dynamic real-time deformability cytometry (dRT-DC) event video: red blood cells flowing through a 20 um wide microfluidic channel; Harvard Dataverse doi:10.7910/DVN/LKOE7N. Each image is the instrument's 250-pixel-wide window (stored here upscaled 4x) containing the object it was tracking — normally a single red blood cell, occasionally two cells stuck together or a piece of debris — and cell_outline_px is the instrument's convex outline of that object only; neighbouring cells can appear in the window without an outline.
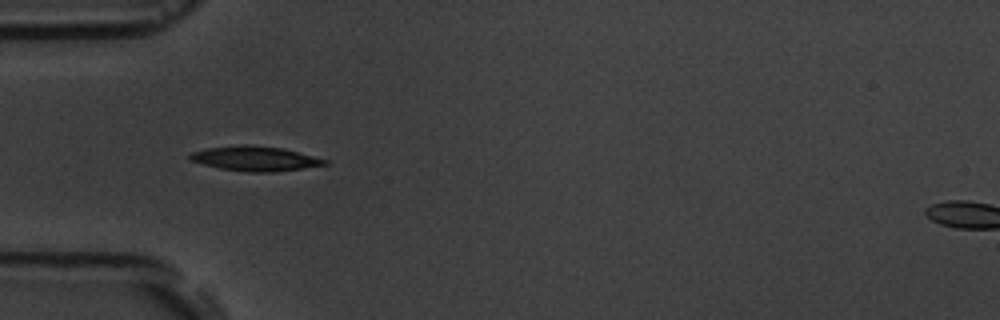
{"species": "common noctule bat (a hibernating species)", "species_latin": "Nyctalus noctula", "temperature_condition": "room temperature", "stored_images_in_passage": 39, "camera_frame_rate_fps": 3000, "um_per_image_px": 0.085, "animal": {"sex": "male", "body_mass_g": 19.5, "forearm_length_mm": 54.6}, "frame": {"image": 1, "passage_image": 1, "time_ms": 0.0, "image_size_px": [1000, 320], "cell_outline_px": [[328, 164], [276, 172], [248, 172], [220, 168], [188, 160], [188, 156], [192, 152], [208, 148], [240, 144], [248, 144], [284, 148], [328, 160]], "centroid_in_image_um": [21.68, 13.47], "position_along_channel_um": 63.3, "area_um2": 19.42}}
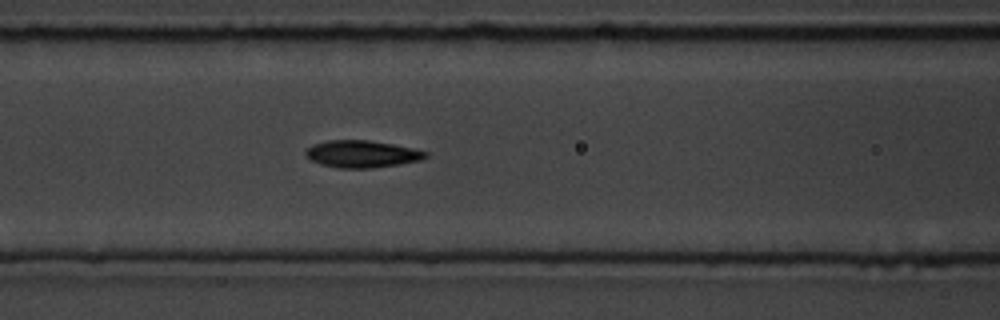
{"frame": {"image": 2, "passage_image": 7, "time_ms": 2.0, "image_size_px": [1000, 320], "cell_outline_px": [[428, 156], [420, 160], [400, 164], [372, 168], [340, 168], [320, 164], [304, 156], [304, 152], [312, 144], [328, 140], [368, 140], [392, 144], [412, 148], [428, 152]], "centroid_in_image_um": [30.74, 13.09], "position_along_channel_um": 135.9, "area_um2": 18.96}}
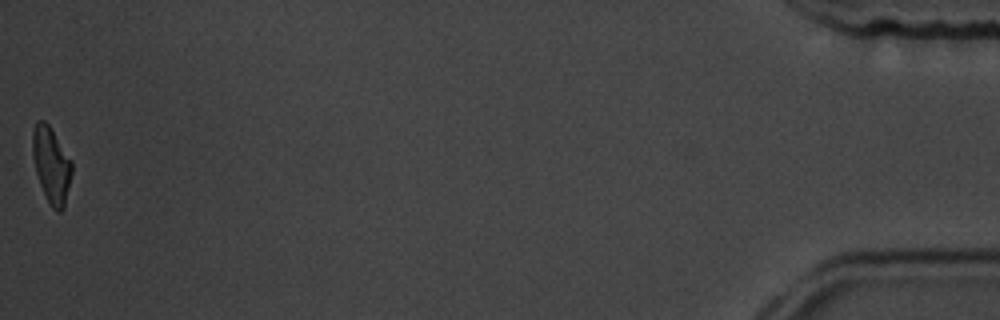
{"frame": {"image": 3, "passage_image": 39, "time_ms": 12.667, "image_size_px": [1000, 320], "cell_outline_px": [[72, 172], [64, 208], [60, 212], [56, 212], [52, 208], [40, 184], [36, 172], [32, 156], [32, 132], [36, 120], [44, 120], [48, 124], [72, 160]], "centroid_in_image_um": [4.36, 14.0], "position_along_channel_um": 430.8, "area_um2": 17.4}, "authors_computed_cell_mechanics": {"area_um2": 18.6116, "velocity_mm_per_s": 3.6923, "shape_relaxation_time_tau1_ms": 2.8641, "shape_relaxation_time_tau2_ms": 2.2121, "deformation_change_tau1": 0.1541, "deformation_change_tau2": 0.0904}}